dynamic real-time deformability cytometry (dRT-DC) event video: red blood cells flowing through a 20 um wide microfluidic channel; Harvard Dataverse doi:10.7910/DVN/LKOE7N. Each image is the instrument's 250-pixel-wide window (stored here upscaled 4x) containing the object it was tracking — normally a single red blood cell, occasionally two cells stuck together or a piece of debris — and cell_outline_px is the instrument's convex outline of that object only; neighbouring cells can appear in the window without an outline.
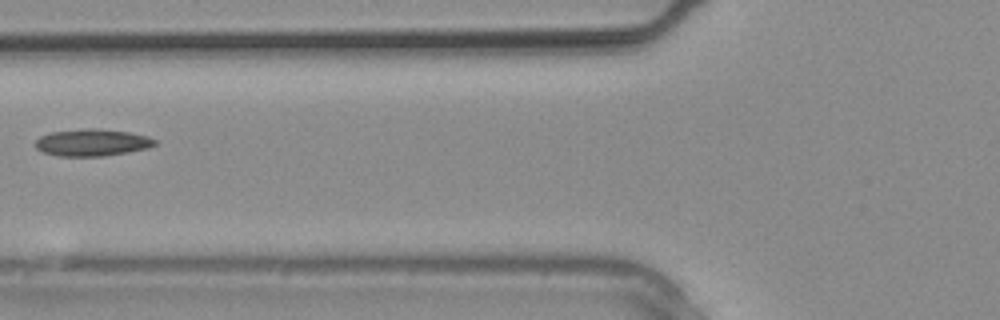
{"species": "common noctule bat (a hibernating species)", "species_latin": "Nyctalus noctula", "temperature_condition": "warm", "stored_images_in_passage": 15, "camera_frame_rate_fps": 3000, "um_per_image_px": 0.085, "animal": {"sex": "male", "body_mass_g": 20.4}, "frame": {"image": 1, "passage_image": 7, "time_ms": 2.0, "image_size_px": [1000, 320], "cell_outline_px": [[156, 144], [148, 148], [128, 152], [104, 156], [56, 156], [44, 152], [36, 148], [36, 140], [40, 136], [52, 132], [88, 128], [96, 128], [128, 132], [148, 136], [156, 140]], "centroid_in_image_um": [7.84, 12.12], "position_along_channel_um": 118.0, "area_um2": 18.73}}